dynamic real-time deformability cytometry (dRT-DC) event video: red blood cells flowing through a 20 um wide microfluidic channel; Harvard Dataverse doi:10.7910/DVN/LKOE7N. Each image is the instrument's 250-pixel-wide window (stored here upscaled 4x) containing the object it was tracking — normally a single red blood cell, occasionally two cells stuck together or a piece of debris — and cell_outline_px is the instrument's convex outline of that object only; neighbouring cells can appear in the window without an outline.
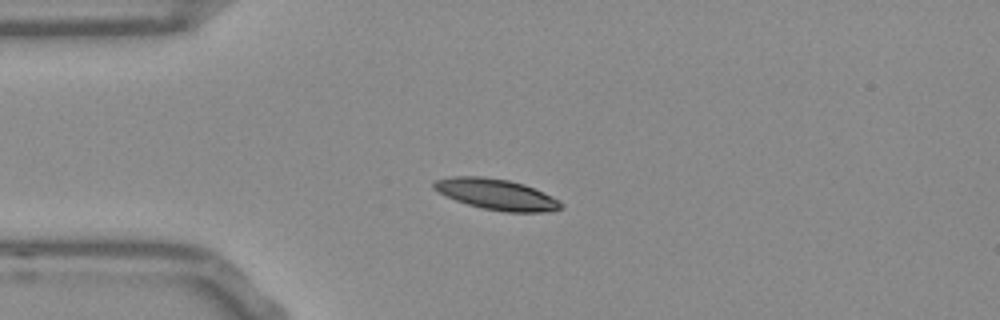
{"species": "Egyptian fruit bat (a non-hibernating species)", "species_latin": "Rousettus aegyptiacus", "temperature_condition": "room temperature", "stored_images_in_passage": 42, "camera_frame_rate_fps": 3000, "um_per_image_px": 0.085, "frame": {"image": 1, "passage_image": 1, "time_ms": 0.0, "image_size_px": [1000, 320], "cell_outline_px": [[564, 208], [544, 212], [504, 212], [484, 208], [468, 204], [444, 196], [432, 188], [432, 184], [436, 180], [452, 176], [480, 176], [508, 180], [524, 184], [552, 196], [560, 200], [564, 204]], "centroid_in_image_um": [42.2, 16.52], "position_along_channel_um": 42.8, "area_um2": 22.89}}
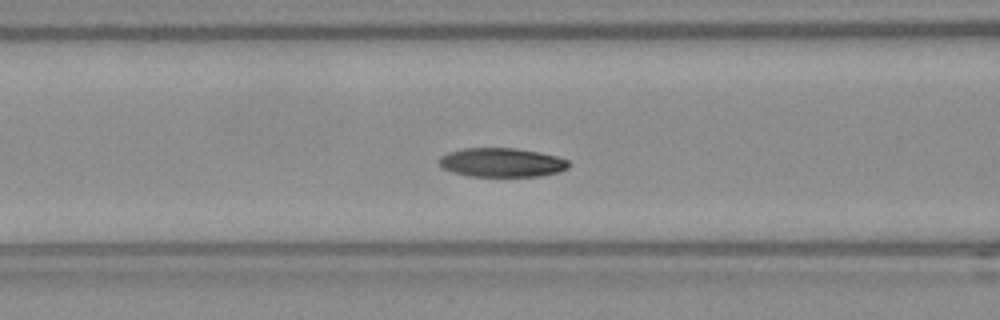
{"frame": {"image": 2, "passage_image": 9, "time_ms": 2.667, "image_size_px": [1000, 320], "cell_outline_px": [[568, 168], [556, 172], [540, 176], [468, 176], [452, 172], [440, 168], [436, 160], [440, 156], [448, 152], [464, 148], [516, 148], [540, 152], [556, 156], [568, 160]], "centroid_in_image_um": [42.57, 13.81], "position_along_channel_um": 124.0, "area_um2": 22.08}}
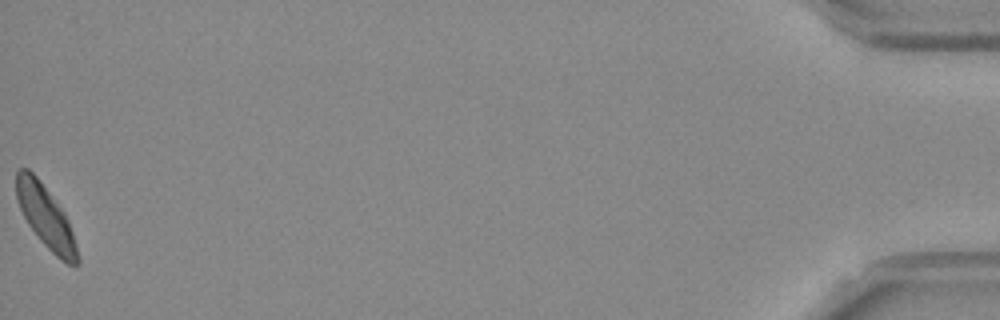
{"frame": {"image": 3, "passage_image": 42, "time_ms": 13.667, "image_size_px": [1000, 320], "cell_outline_px": [[80, 264], [76, 268], [60, 260], [40, 240], [28, 224], [16, 200], [16, 172], [20, 168], [28, 168], [36, 176], [64, 212], [68, 220], [72, 232], [80, 260]], "centroid_in_image_um": [3.89, 18.47], "position_along_channel_um": 431.3, "area_um2": 22.02}, "authors_computed_cell_mechanics": {"area_um2": 22.4842, "velocity_mm_per_s": 3.7431, "shape_relaxation_time_tau1_ms": 3.2987, "shape_relaxation_time_tau2_ms": 3.4018, "deformation_change_tau1": 0.1054, "deformation_change_tau2": 0.0792}}